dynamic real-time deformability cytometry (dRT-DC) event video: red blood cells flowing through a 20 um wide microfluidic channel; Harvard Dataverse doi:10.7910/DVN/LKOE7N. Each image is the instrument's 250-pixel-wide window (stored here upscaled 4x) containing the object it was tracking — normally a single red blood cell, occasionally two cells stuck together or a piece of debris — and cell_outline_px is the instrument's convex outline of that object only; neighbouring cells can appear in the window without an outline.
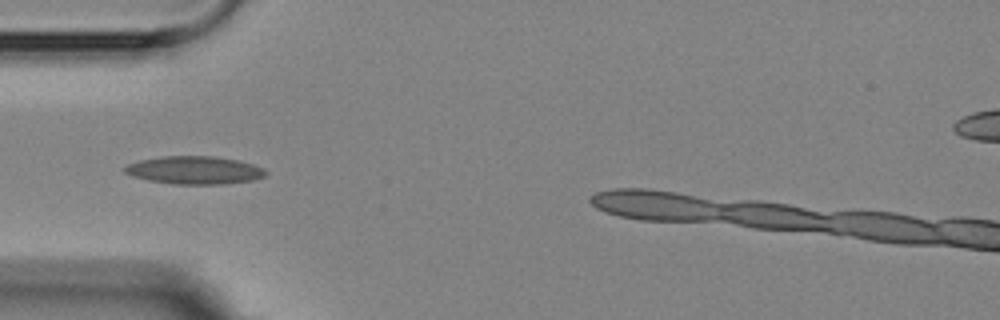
{"species": "Egyptian fruit bat (a non-hibernating species)", "species_latin": "Rousettus aegyptiacus", "temperature_condition": "room temperature", "stored_images_in_passage": 14, "camera_frame_rate_fps": 3000, "um_per_image_px": 0.085, "animal": {"sex": "female"}, "frame": {"image": 1, "passage_image": 5, "time_ms": 5.333, "image_size_px": [1000, 320], "cell_outline_px": [[268, 172], [264, 176], [252, 180], [224, 184], [172, 184], [148, 180], [132, 176], [124, 172], [124, 168], [128, 164], [140, 160], [160, 156], [216, 156], [240, 160], [264, 168]], "centroid_in_image_um": [16.54, 14.46], "position_along_channel_um": 68.5, "area_um2": 23.06}}
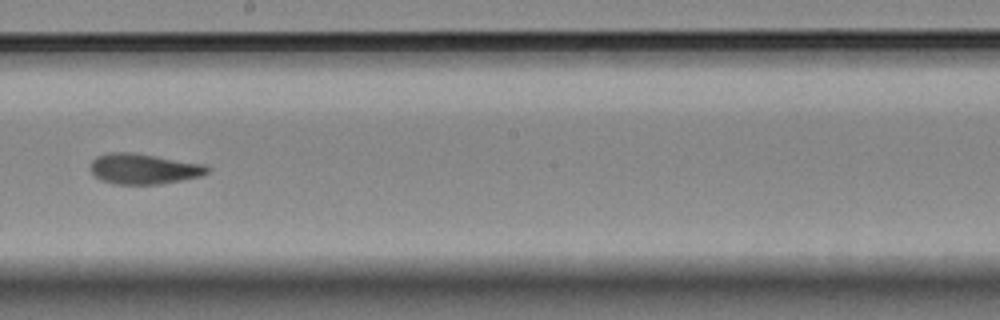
{"frame": {"image": 2, "passage_image": 9, "time_ms": 10.0, "image_size_px": [1000, 320], "cell_outline_px": [[208, 172], [200, 176], [160, 184], [112, 184], [100, 180], [92, 172], [88, 164], [96, 156], [108, 152], [132, 152], [204, 164], [208, 168]], "centroid_in_image_um": [12.14, 14.34], "position_along_channel_um": 236.1, "area_um2": 20.75}}
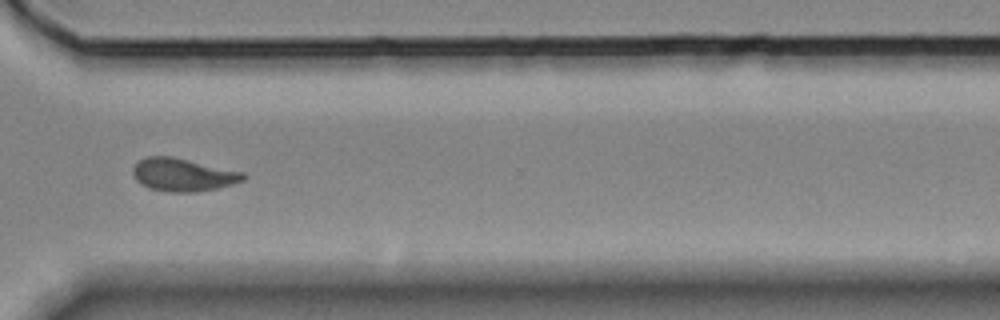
{"frame": {"image": 3, "passage_image": 12, "time_ms": 13.333, "image_size_px": [1000, 320], "cell_outline_px": [[248, 176], [244, 180], [232, 184], [216, 188], [196, 192], [168, 192], [148, 188], [140, 184], [136, 180], [132, 172], [132, 168], [140, 160], [148, 156], [172, 156], [244, 172]], "centroid_in_image_um": [15.55, 14.86], "position_along_channel_um": 355.1, "area_um2": 21.27}}